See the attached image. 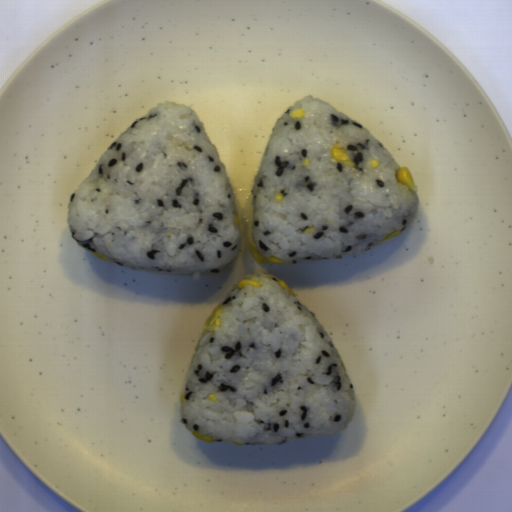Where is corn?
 Returning <instances> with one entry per match:
<instances>
[{
  "mask_svg": "<svg viewBox=\"0 0 512 512\" xmlns=\"http://www.w3.org/2000/svg\"><path fill=\"white\" fill-rule=\"evenodd\" d=\"M192 434H193V436H195L196 438H198L200 441H203V442H205V443H208V444H209V443H213V442H215V441L213 440V438H212V437H209V436L203 435V434H201V433H199V432H197V431H194V433H192Z\"/></svg>",
  "mask_w": 512,
  "mask_h": 512,
  "instance_id": "obj_6",
  "label": "corn"
},
{
  "mask_svg": "<svg viewBox=\"0 0 512 512\" xmlns=\"http://www.w3.org/2000/svg\"><path fill=\"white\" fill-rule=\"evenodd\" d=\"M185 398V394H180V402L183 403Z\"/></svg>",
  "mask_w": 512,
  "mask_h": 512,
  "instance_id": "obj_17",
  "label": "corn"
},
{
  "mask_svg": "<svg viewBox=\"0 0 512 512\" xmlns=\"http://www.w3.org/2000/svg\"><path fill=\"white\" fill-rule=\"evenodd\" d=\"M395 177L397 182L401 183L405 187L412 188L414 186V178L407 166L400 167L397 170Z\"/></svg>",
  "mask_w": 512,
  "mask_h": 512,
  "instance_id": "obj_3",
  "label": "corn"
},
{
  "mask_svg": "<svg viewBox=\"0 0 512 512\" xmlns=\"http://www.w3.org/2000/svg\"><path fill=\"white\" fill-rule=\"evenodd\" d=\"M233 217H234V223L235 225L238 227V228H241V221H240V218L239 216H237L236 214L232 213Z\"/></svg>",
  "mask_w": 512,
  "mask_h": 512,
  "instance_id": "obj_10",
  "label": "corn"
},
{
  "mask_svg": "<svg viewBox=\"0 0 512 512\" xmlns=\"http://www.w3.org/2000/svg\"><path fill=\"white\" fill-rule=\"evenodd\" d=\"M245 286H252V287L256 288V287H261L262 283H260L258 281L249 280V279H241L238 282L237 287L239 288V290H244Z\"/></svg>",
  "mask_w": 512,
  "mask_h": 512,
  "instance_id": "obj_5",
  "label": "corn"
},
{
  "mask_svg": "<svg viewBox=\"0 0 512 512\" xmlns=\"http://www.w3.org/2000/svg\"><path fill=\"white\" fill-rule=\"evenodd\" d=\"M345 149L339 147L337 144L332 147L331 149V157L332 159L336 160L337 162H342L348 166H354V161L348 158L345 154Z\"/></svg>",
  "mask_w": 512,
  "mask_h": 512,
  "instance_id": "obj_4",
  "label": "corn"
},
{
  "mask_svg": "<svg viewBox=\"0 0 512 512\" xmlns=\"http://www.w3.org/2000/svg\"><path fill=\"white\" fill-rule=\"evenodd\" d=\"M309 164H310V163H309L308 159L306 158V159L304 160V162H303V167H304V166H309Z\"/></svg>",
  "mask_w": 512,
  "mask_h": 512,
  "instance_id": "obj_16",
  "label": "corn"
},
{
  "mask_svg": "<svg viewBox=\"0 0 512 512\" xmlns=\"http://www.w3.org/2000/svg\"><path fill=\"white\" fill-rule=\"evenodd\" d=\"M221 306V304H218L217 307L212 311L210 316L205 320L202 333L214 331V328L220 325V315L224 312Z\"/></svg>",
  "mask_w": 512,
  "mask_h": 512,
  "instance_id": "obj_2",
  "label": "corn"
},
{
  "mask_svg": "<svg viewBox=\"0 0 512 512\" xmlns=\"http://www.w3.org/2000/svg\"><path fill=\"white\" fill-rule=\"evenodd\" d=\"M208 399H209L211 402H215V401H216V399H217V397H216V395H214V394H209Z\"/></svg>",
  "mask_w": 512,
  "mask_h": 512,
  "instance_id": "obj_13",
  "label": "corn"
},
{
  "mask_svg": "<svg viewBox=\"0 0 512 512\" xmlns=\"http://www.w3.org/2000/svg\"><path fill=\"white\" fill-rule=\"evenodd\" d=\"M378 164H379L378 161H376L374 159L371 160V168H377Z\"/></svg>",
  "mask_w": 512,
  "mask_h": 512,
  "instance_id": "obj_14",
  "label": "corn"
},
{
  "mask_svg": "<svg viewBox=\"0 0 512 512\" xmlns=\"http://www.w3.org/2000/svg\"><path fill=\"white\" fill-rule=\"evenodd\" d=\"M398 235H400V232H399V230H396V231H393V232L388 233V234H387L384 238H382L381 240H382V242H383V241H387V240H389V239H392V238H394V237H397Z\"/></svg>",
  "mask_w": 512,
  "mask_h": 512,
  "instance_id": "obj_9",
  "label": "corn"
},
{
  "mask_svg": "<svg viewBox=\"0 0 512 512\" xmlns=\"http://www.w3.org/2000/svg\"><path fill=\"white\" fill-rule=\"evenodd\" d=\"M283 198H284V194H283V192L275 193V199H276L277 201L282 202Z\"/></svg>",
  "mask_w": 512,
  "mask_h": 512,
  "instance_id": "obj_11",
  "label": "corn"
},
{
  "mask_svg": "<svg viewBox=\"0 0 512 512\" xmlns=\"http://www.w3.org/2000/svg\"><path fill=\"white\" fill-rule=\"evenodd\" d=\"M277 285H279L283 290H286V292H287L289 295H292V296L295 298L294 292L292 291V289L289 287V285L286 283V281H285V280L280 279V280L277 282Z\"/></svg>",
  "mask_w": 512,
  "mask_h": 512,
  "instance_id": "obj_8",
  "label": "corn"
},
{
  "mask_svg": "<svg viewBox=\"0 0 512 512\" xmlns=\"http://www.w3.org/2000/svg\"><path fill=\"white\" fill-rule=\"evenodd\" d=\"M248 248H249V252H250L253 260L255 262H257L259 265H264L266 263H273V264H278V265H286V264H288L284 259H281V258L276 257V256L262 257L259 254L255 243H253V242L249 243Z\"/></svg>",
  "mask_w": 512,
  "mask_h": 512,
  "instance_id": "obj_1",
  "label": "corn"
},
{
  "mask_svg": "<svg viewBox=\"0 0 512 512\" xmlns=\"http://www.w3.org/2000/svg\"><path fill=\"white\" fill-rule=\"evenodd\" d=\"M93 255L100 260L108 261L104 255L98 254L97 252H94Z\"/></svg>",
  "mask_w": 512,
  "mask_h": 512,
  "instance_id": "obj_12",
  "label": "corn"
},
{
  "mask_svg": "<svg viewBox=\"0 0 512 512\" xmlns=\"http://www.w3.org/2000/svg\"><path fill=\"white\" fill-rule=\"evenodd\" d=\"M305 115H306L305 111L301 108V109H298V110L292 111V112L290 113L289 118H290L291 120H297V119H299V118L304 117Z\"/></svg>",
  "mask_w": 512,
  "mask_h": 512,
  "instance_id": "obj_7",
  "label": "corn"
},
{
  "mask_svg": "<svg viewBox=\"0 0 512 512\" xmlns=\"http://www.w3.org/2000/svg\"><path fill=\"white\" fill-rule=\"evenodd\" d=\"M233 444H234L235 446H243V443H238L237 441H234V442H233Z\"/></svg>",
  "mask_w": 512,
  "mask_h": 512,
  "instance_id": "obj_18",
  "label": "corn"
},
{
  "mask_svg": "<svg viewBox=\"0 0 512 512\" xmlns=\"http://www.w3.org/2000/svg\"><path fill=\"white\" fill-rule=\"evenodd\" d=\"M314 230H315V227H312V226H311V227H308L304 232H305L306 234H308V233H311V231H314Z\"/></svg>",
  "mask_w": 512,
  "mask_h": 512,
  "instance_id": "obj_15",
  "label": "corn"
}]
</instances>
